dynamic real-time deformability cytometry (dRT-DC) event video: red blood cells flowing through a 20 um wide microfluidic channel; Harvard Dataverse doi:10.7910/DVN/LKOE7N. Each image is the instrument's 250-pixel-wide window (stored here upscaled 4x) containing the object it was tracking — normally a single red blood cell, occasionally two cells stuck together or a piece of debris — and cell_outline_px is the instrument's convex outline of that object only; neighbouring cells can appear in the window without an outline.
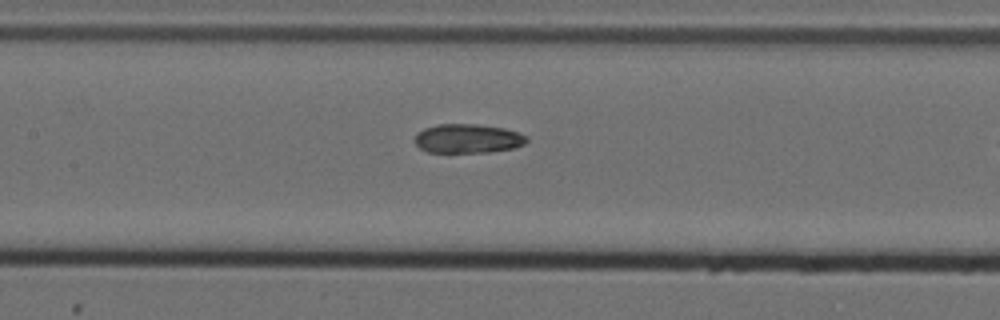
{"species": "Egyptian fruit bat (a non-hibernating species)", "species_latin": "Rousettus aegyptiacus", "temperature_condition": "cold", "stored_images_in_passage": 10, "camera_frame_rate_fps": 3000, "um_per_image_px": 0.085, "animal": {"sex": "female"}, "frame": {"image": 1, "passage_image": 9, "time_ms": 2.667, "image_size_px": [1000, 320], "cell_outline_px": [[528, 140], [524, 144], [516, 148], [488, 152], [428, 152], [420, 148], [416, 144], [416, 132], [424, 128], [436, 124], [476, 124], [504, 128], [528, 136]], "centroid_in_image_um": [39.77, 11.77], "position_along_channel_um": 167.6, "area_um2": 19.02}}